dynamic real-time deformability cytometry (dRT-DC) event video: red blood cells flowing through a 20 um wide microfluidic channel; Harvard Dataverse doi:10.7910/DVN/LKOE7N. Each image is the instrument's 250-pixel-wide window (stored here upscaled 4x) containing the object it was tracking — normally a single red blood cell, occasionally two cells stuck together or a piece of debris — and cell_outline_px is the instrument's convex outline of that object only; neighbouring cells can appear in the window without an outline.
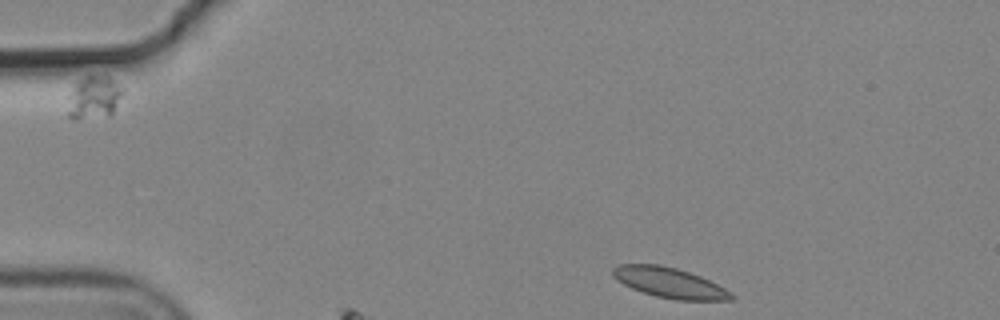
{"species": "common noctule bat (a hibernating species)", "species_latin": "Nyctalus noctula", "temperature_condition": "cold", "stored_images_in_passage": 3, "camera_frame_rate_fps": 3000, "um_per_image_px": 0.085, "animal": {"sex": "male", "body_mass_g": 19.2, "forearm_length_mm": 51.8}, "frame": {"image": 1, "passage_image": 1, "time_ms": 0.0, "image_size_px": [1000, 320], "cell_outline_px": [[736, 296], [732, 300], [676, 300], [656, 296], [632, 288], [624, 284], [612, 272], [612, 268], [620, 264], [660, 264], [676, 268], [700, 276], [732, 292]], "centroid_in_image_um": [56.95, 24.03], "position_along_channel_um": 28.0, "area_um2": 20.58}}